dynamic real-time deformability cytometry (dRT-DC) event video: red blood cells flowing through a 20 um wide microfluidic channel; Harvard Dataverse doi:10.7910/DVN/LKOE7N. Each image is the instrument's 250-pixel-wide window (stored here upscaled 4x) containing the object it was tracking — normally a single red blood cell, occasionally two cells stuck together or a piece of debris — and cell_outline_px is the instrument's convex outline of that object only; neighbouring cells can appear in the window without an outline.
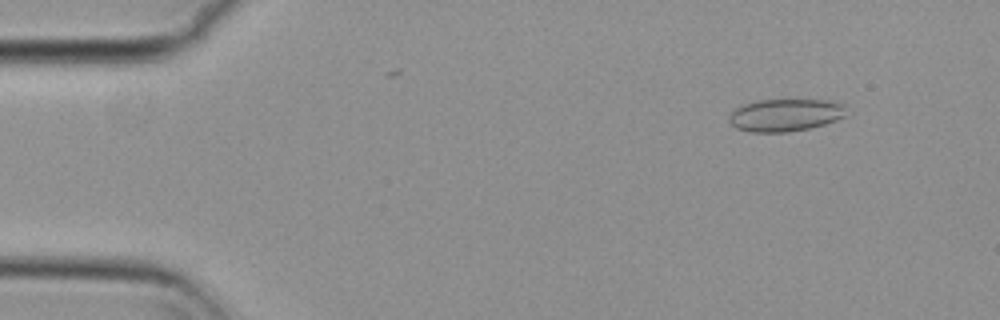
{"species": "common noctule bat (a hibernating species)", "species_latin": "Nyctalus noctula", "temperature_condition": "cold", "stored_images_in_passage": 55, "camera_frame_rate_fps": 3000, "um_per_image_px": 0.085, "animal": {"sex": "female", "body_mass_g": 29.2, "forearm_length_mm": 56.3}, "frame": {"image": 1, "passage_image": 6, "time_ms": 1.667, "image_size_px": [1000, 320], "cell_outline_px": [[844, 116], [836, 120], [824, 124], [808, 128], [788, 132], [748, 132], [736, 128], [728, 120], [728, 116], [732, 108], [756, 100], [828, 100], [844, 104]], "centroid_in_image_um": [66.67, 9.78], "position_along_channel_um": 18.3, "area_um2": 22.25}}
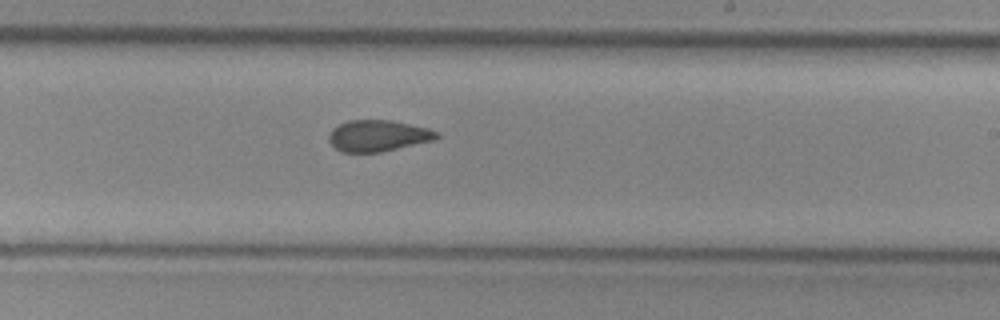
{"frame": {"image": 2, "passage_image": 33, "time_ms": 10.667, "image_size_px": [1000, 320], "cell_outline_px": [[440, 136], [432, 140], [380, 152], [340, 152], [328, 140], [328, 136], [332, 128], [348, 120], [392, 120], [428, 128], [440, 132]], "centroid_in_image_um": [32.12, 11.53], "position_along_channel_um": 256.9, "area_um2": 19.59}}
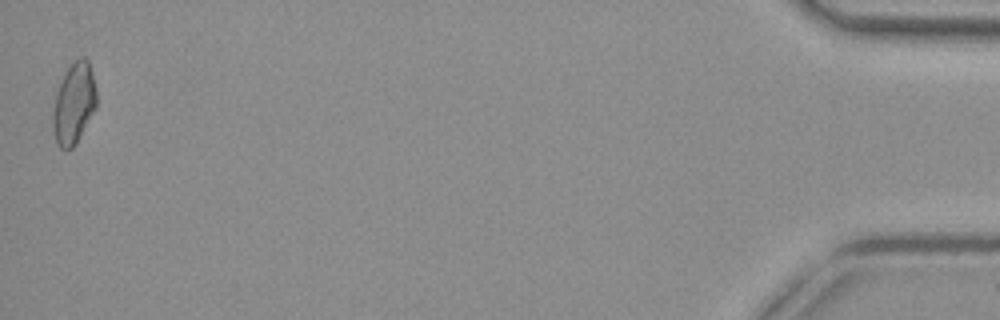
{"frame": {"image": 3, "passage_image": 55, "time_ms": 18.0, "image_size_px": [1000, 320], "cell_outline_px": [[96, 108], [76, 144], [72, 148], [60, 148], [56, 144], [52, 128], [52, 116], [56, 92], [68, 68], [80, 56], [84, 56], [88, 60], [92, 72], [96, 88]], "centroid_in_image_um": [6.28, 8.82], "position_along_channel_um": 428.9, "area_um2": 20.58}, "authors_computed_cell_mechanics": {"area_um2": 20.5768, "velocity_mm_per_s": 3.7123, "shape_relaxation_time_tau1_ms": null, "shape_relaxation_time_tau2_ms": 1.9031, "deformation_change_tau1": null, "deformation_change_tau2": 0.0707}}